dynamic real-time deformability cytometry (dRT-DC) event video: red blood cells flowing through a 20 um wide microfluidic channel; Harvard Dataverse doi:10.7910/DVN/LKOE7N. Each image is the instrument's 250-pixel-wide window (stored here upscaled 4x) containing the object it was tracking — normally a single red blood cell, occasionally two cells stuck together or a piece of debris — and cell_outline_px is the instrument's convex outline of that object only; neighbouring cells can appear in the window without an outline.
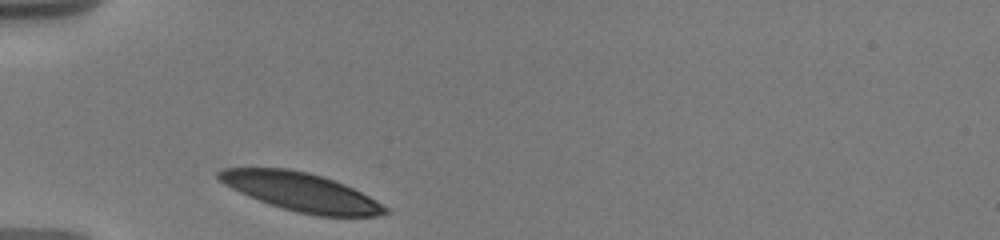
{"species": "human", "species_latin": "Homo sapiens", "temperature_condition": "warm", "stored_images_in_passage": 18, "camera_frame_rate_fps": 3000, "um_per_image_px": 0.085, "donor": {"sex": "male"}, "frame": {"image": 1, "passage_image": 1, "time_ms": 0.0, "image_size_px": [1000, 240], "cell_outline_px": [[388, 212], [376, 216], [316, 216], [296, 212], [248, 196], [224, 184], [216, 176], [216, 172], [224, 168], [288, 168], [308, 172], [344, 184], [376, 200], [388, 208]], "centroid_in_image_um": [25.58, 16.31], "position_along_channel_um": 59.4, "area_um2": 36.76}}
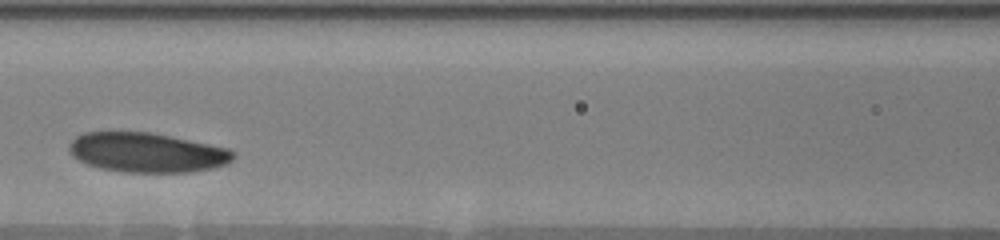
{"frame": {"image": 2, "passage_image": 8, "time_ms": 3.0, "image_size_px": [1000, 240], "cell_outline_px": [[236, 156], [232, 160], [224, 164], [212, 168], [188, 172], [120, 172], [100, 168], [88, 164], [72, 156], [68, 152], [68, 144], [76, 136], [84, 132], [148, 132], [228, 148], [236, 152]], "centroid_in_image_um": [12.45, 12.97], "position_along_channel_um": 154.1, "area_um2": 37.74}}
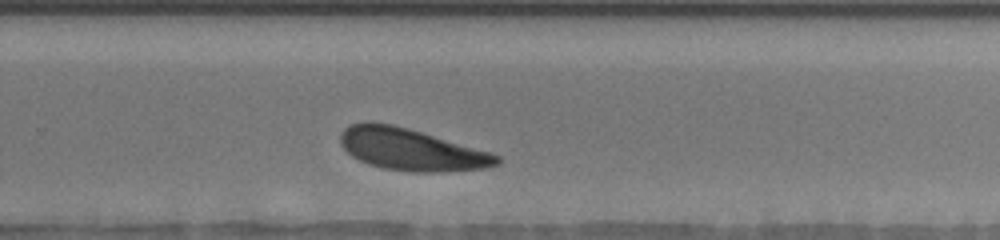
{"frame": {"image": 3, "passage_image": 18, "time_ms": 7.0, "image_size_px": [1000, 240], "cell_outline_px": [[500, 164], [484, 168], [444, 172], [408, 172], [384, 168], [368, 164], [352, 156], [340, 144], [340, 136], [344, 128], [352, 124], [364, 120], [372, 120], [392, 124], [408, 128], [488, 152], [500, 156]], "centroid_in_image_um": [34.9, 12.7], "position_along_channel_um": 294.9, "area_um2": 38.15}}